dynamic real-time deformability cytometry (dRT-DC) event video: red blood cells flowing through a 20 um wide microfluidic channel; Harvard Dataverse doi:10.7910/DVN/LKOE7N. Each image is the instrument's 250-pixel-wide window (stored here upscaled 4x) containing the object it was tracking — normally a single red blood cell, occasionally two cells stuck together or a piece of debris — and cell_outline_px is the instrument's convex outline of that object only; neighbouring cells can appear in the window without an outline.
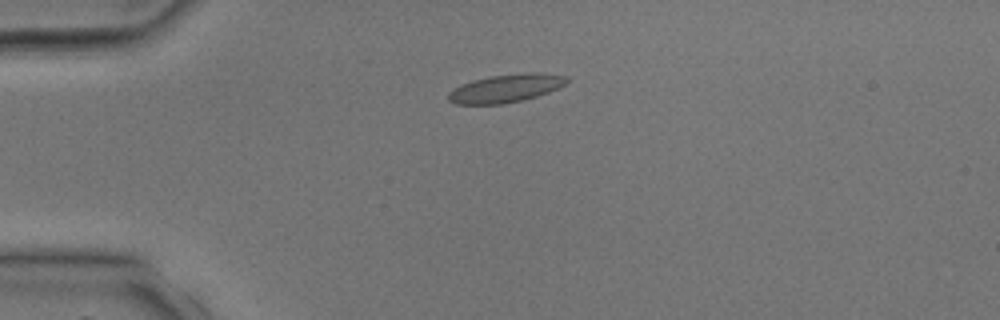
{"species": "common noctule bat (a hibernating species)", "species_latin": "Nyctalus noctula", "temperature_condition": "room temperature", "stored_images_in_passage": 3, "camera_frame_rate_fps": 3000, "um_per_image_px": 0.085, "animal": {"sex": "male", "body_mass_g": 17.9, "forearm_length_mm": 54.2}, "frame": {"image": 1, "passage_image": 3, "time_ms": 2.667, "image_size_px": [1000, 320], "cell_outline_px": [[568, 80], [564, 84], [548, 92], [524, 100], [504, 104], [456, 104], [448, 100], [448, 92], [472, 80], [488, 76], [524, 72], [540, 72], [568, 76]], "centroid_in_image_um": [43.0, 7.5], "position_along_channel_um": 42.0, "area_um2": 19.42}}